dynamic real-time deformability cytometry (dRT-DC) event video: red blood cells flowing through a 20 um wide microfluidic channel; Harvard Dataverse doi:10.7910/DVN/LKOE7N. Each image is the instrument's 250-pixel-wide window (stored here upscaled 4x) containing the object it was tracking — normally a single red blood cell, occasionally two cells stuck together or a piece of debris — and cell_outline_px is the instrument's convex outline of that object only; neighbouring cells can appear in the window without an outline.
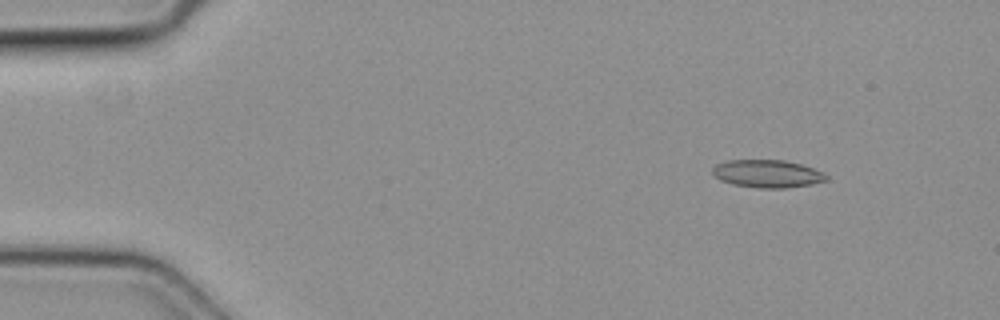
{"species": "common noctule bat (a hibernating species)", "species_latin": "Nyctalus noctula", "temperature_condition": "cold", "stored_images_in_passage": 4, "camera_frame_rate_fps": 3000, "um_per_image_px": 0.085, "animal": {"sex": "female", "body_mass_g": 19.3, "forearm_length_mm": 54.1}, "frame": {"image": 1, "passage_image": 1, "time_ms": 0.0, "image_size_px": [1000, 320], "cell_outline_px": [[828, 180], [812, 184], [784, 188], [756, 188], [732, 184], [720, 180], [712, 176], [712, 168], [716, 164], [728, 160], [784, 160], [800, 164], [824, 172], [828, 176]], "centroid_in_image_um": [65.2, 14.77], "position_along_channel_um": 19.8, "area_um2": 18.55}}